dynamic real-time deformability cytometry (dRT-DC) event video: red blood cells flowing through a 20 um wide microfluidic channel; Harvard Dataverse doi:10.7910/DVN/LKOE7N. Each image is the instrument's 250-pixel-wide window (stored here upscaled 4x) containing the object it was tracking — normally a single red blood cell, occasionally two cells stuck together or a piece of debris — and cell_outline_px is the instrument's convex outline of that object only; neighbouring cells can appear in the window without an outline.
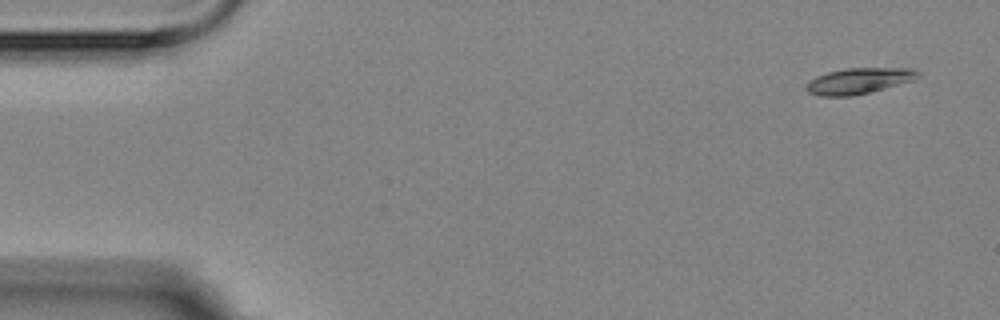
{"species": "Egyptian fruit bat (a non-hibernating species)", "species_latin": "Rousettus aegyptiacus", "temperature_condition": "room temperature", "stored_images_in_passage": 5, "camera_frame_rate_fps": 3000, "um_per_image_px": 0.085, "animal": {"sex": "female"}, "frame": {"image": 1, "passage_image": 1, "time_ms": 0.0, "image_size_px": [1000, 320], "cell_outline_px": [[920, 76], [912, 80], [884, 88], [852, 96], [820, 96], [808, 92], [804, 88], [808, 80], [816, 76], [828, 72], [844, 68], [916, 68], [920, 72]], "centroid_in_image_um": [72.97, 6.86], "position_along_channel_um": 12.0, "area_um2": 16.88}}